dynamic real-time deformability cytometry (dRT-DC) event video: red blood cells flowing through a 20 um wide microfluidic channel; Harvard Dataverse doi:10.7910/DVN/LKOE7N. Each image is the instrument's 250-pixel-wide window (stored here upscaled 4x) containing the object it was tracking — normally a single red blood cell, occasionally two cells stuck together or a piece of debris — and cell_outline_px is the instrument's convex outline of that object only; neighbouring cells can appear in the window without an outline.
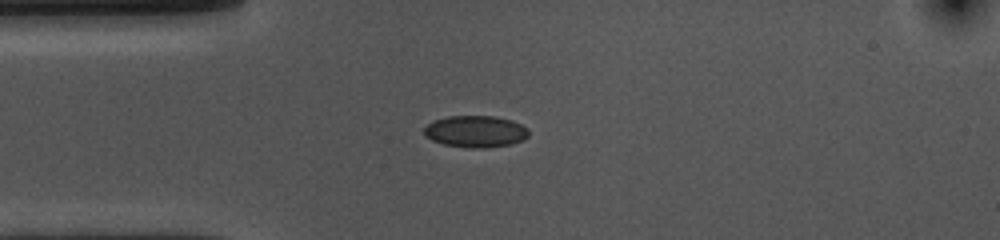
{"species": "common noctule bat (a hibernating species)", "species_latin": "Nyctalus noctula", "temperature_condition": "cold", "stored_images_in_passage": 43, "camera_frame_rate_fps": 3000, "um_per_image_px": 0.085, "animal": {"sex": "female", "body_mass_g": 10.0, "forearm_length_mm": 53.1}, "frame": {"image": 1, "passage_image": 1, "time_ms": 0.0, "image_size_px": [1000, 240], "cell_outline_px": [[528, 136], [524, 140], [512, 144], [484, 148], [468, 148], [444, 144], [432, 140], [424, 136], [424, 128], [432, 120], [448, 116], [492, 116], [512, 120], [528, 128]], "centroid_in_image_um": [40.42, 11.18], "position_along_channel_um": 44.6, "area_um2": 19.48}}
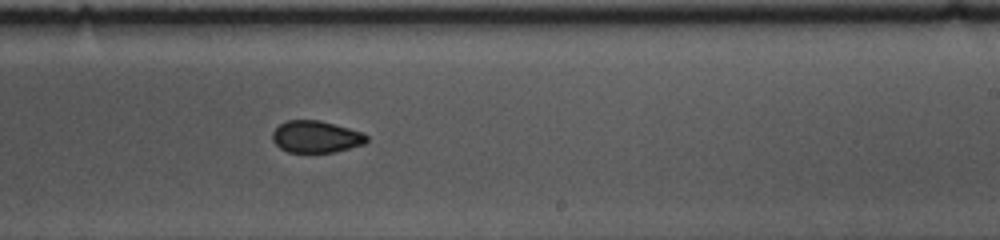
{"frame": {"image": 2, "passage_image": 20, "time_ms": 6.333, "image_size_px": [1000, 240], "cell_outline_px": [[368, 140], [364, 144], [336, 152], [288, 152], [280, 148], [272, 140], [272, 132], [280, 124], [288, 120], [320, 120], [364, 132], [368, 136]], "centroid_in_image_um": [26.88, 11.62], "position_along_channel_um": 262.1, "area_um2": 17.63}}
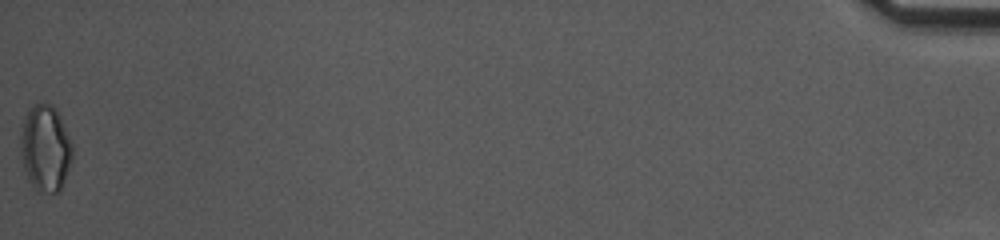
{"frame": {"image": 3, "passage_image": 43, "time_ms": 14.0, "image_size_px": [1000, 240], "cell_outline_px": [[72, 160], [60, 192], [36, 192], [28, 180], [24, 168], [20, 152], [20, 136], [24, 116], [36, 104], [52, 104], [56, 108], [60, 116], [72, 144]], "centroid_in_image_um": [3.85, 12.63], "position_along_channel_um": 431.3, "area_um2": 26.18}, "authors_computed_cell_mechanics": {"area_um2": 18.5538, "velocity_mm_per_s": 3.5899, "shape_relaxation_time_tau1_ms": 3.4765, "shape_relaxation_time_tau2_ms": 8.6241, "deformation_change_tau1": 0.0766, "deformation_change_tau2": 0.0988}}